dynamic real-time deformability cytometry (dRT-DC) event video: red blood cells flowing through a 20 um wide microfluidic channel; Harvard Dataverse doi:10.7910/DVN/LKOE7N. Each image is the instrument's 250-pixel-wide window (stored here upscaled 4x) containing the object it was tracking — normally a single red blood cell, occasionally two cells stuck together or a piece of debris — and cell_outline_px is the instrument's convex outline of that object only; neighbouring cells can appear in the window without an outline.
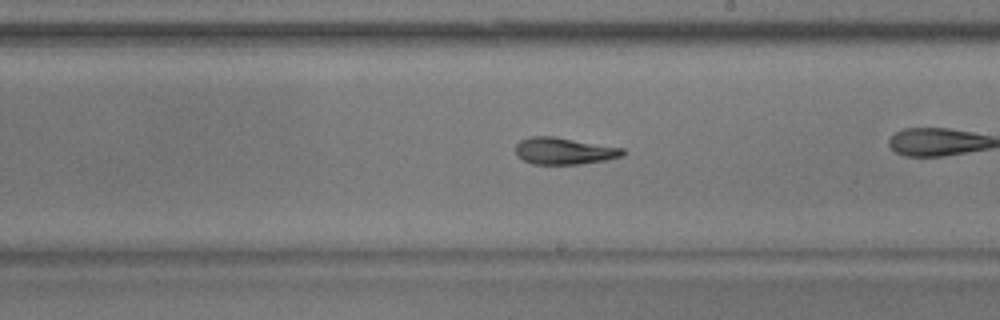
{"species": "common noctule bat (a hibernating species)", "species_latin": "Nyctalus noctula", "temperature_condition": "warm", "stored_images_in_passage": 43, "camera_frame_rate_fps": 3000, "um_per_image_px": 0.085, "animal": {"sex": "male", "body_mass_g": 17.9}, "frame": {"image": 1, "passage_image": 31, "time_ms": 10.0, "image_size_px": [1000, 320], "cell_outline_px": [[624, 156], [604, 160], [580, 164], [532, 164], [516, 156], [516, 144], [520, 140], [528, 136], [552, 136], [624, 148]], "centroid_in_image_um": [47.92, 12.83], "position_along_channel_um": 241.1, "area_um2": 16.76}}